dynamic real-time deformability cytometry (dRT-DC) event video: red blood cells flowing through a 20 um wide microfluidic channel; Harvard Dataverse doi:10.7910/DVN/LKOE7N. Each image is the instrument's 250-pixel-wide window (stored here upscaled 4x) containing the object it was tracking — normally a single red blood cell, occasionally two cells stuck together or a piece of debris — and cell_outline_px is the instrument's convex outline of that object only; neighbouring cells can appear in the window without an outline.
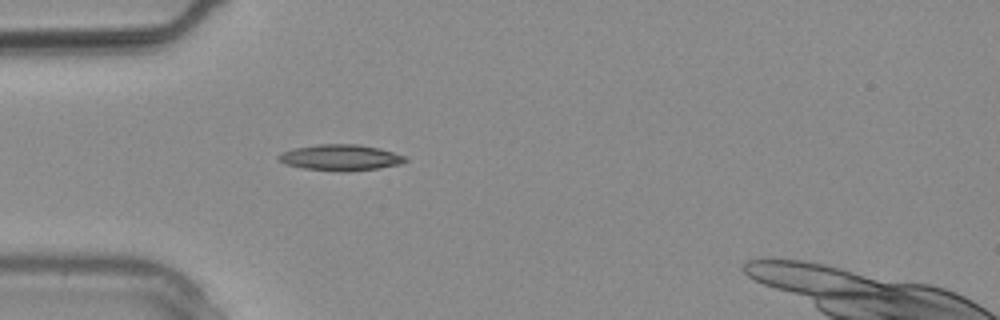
{"species": "common noctule bat (a hibernating species)", "species_latin": "Nyctalus noctula", "temperature_condition": "warm", "stored_images_in_passage": 3, "camera_frame_rate_fps": 3000, "um_per_image_px": 0.085, "animal": {"sex": "male", "body_mass_g": 20.4}, "frame": {"image": 1, "passage_image": 2, "time_ms": 0.333, "image_size_px": [1000, 320], "cell_outline_px": [[408, 160], [400, 164], [376, 168], [348, 172], [344, 172], [304, 168], [284, 164], [276, 156], [292, 148], [316, 144], [360, 144], [380, 148], [404, 156]], "centroid_in_image_um": [28.92, 13.38], "position_along_channel_um": 56.1, "area_um2": 19.19}}